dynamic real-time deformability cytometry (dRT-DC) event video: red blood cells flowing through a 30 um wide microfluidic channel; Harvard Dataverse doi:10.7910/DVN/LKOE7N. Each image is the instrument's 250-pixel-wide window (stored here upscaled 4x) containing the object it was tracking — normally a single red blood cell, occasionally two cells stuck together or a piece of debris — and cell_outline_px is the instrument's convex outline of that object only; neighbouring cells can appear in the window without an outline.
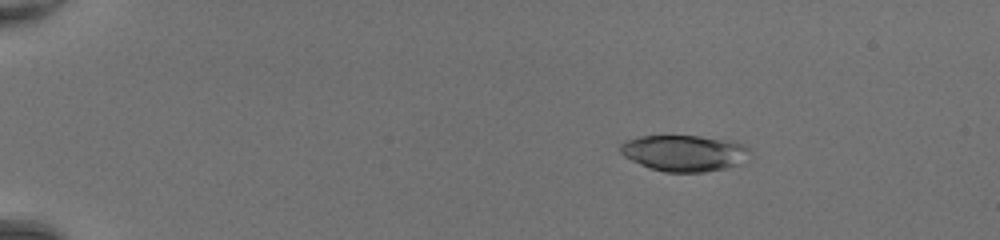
{"species": "common noctule bat (a hibernating species)", "species_latin": "Nyctalus noctula", "temperature_condition": "room temperature", "stored_images_in_passage": 51, "camera_frame_rate_fps": 3000, "um_per_image_px": 0.085, "animal": {"sex": "female", "body_mass_g": 20.0, "forearm_length_mm": 54.0}, "frame": {"image": 1, "passage_image": 10, "time_ms": 3.0, "image_size_px": [1000, 240], "cell_outline_px": [[752, 152], [736, 164], [724, 168], [704, 172], [664, 172], [648, 168], [624, 156], [620, 152], [620, 144], [624, 140], [640, 136], [700, 136], [732, 140], [744, 144]], "centroid_in_image_um": [58.13, 13.0], "position_along_channel_um": 26.9, "area_um2": 27.34}}
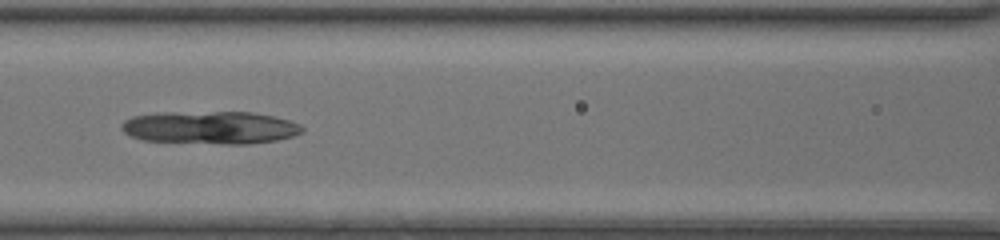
{"frame": {"image": 2, "passage_image": 26, "time_ms": 8.333, "image_size_px": [1000, 240], "cell_outline_px": [[304, 132], [292, 136], [276, 140], [248, 144], [224, 144], [144, 140], [128, 136], [120, 128], [120, 124], [124, 120], [132, 116], [156, 112], [252, 112], [272, 116], [288, 120], [300, 124], [304, 128]], "centroid_in_image_um": [17.83, 10.84], "position_along_channel_um": 148.8, "area_um2": 34.8}}
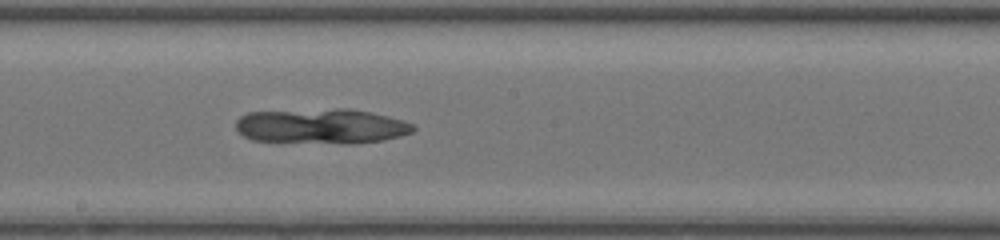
{"frame": {"image": 3, "passage_image": 31, "time_ms": 10.0, "image_size_px": [1000, 240], "cell_outline_px": [[416, 128], [412, 132], [400, 136], [384, 140], [356, 144], [348, 144], [252, 140], [244, 136], [236, 128], [236, 120], [240, 116], [248, 112], [336, 108], [348, 108], [372, 112], [404, 120], [412, 124]], "centroid_in_image_um": [27.35, 10.72], "position_along_channel_um": 220.9, "area_um2": 36.59}}